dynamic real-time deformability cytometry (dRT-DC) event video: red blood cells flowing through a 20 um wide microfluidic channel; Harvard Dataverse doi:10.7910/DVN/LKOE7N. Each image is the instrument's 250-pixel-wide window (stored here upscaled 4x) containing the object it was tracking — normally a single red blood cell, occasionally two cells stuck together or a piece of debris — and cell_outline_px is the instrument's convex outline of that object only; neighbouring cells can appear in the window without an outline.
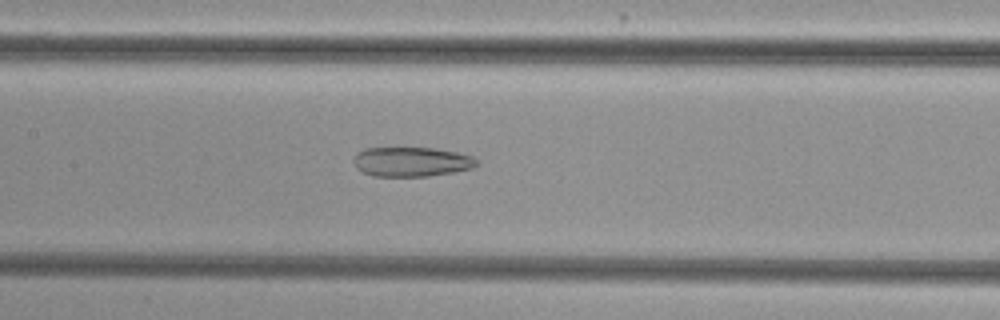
{"species": "common noctule bat (a hibernating species)", "species_latin": "Nyctalus noctula", "temperature_condition": "cold", "stored_images_in_passage": 39, "camera_frame_rate_fps": 3000, "um_per_image_px": 0.085, "animal": {"sex": "female", "body_mass_g": 29.2, "forearm_length_mm": 56.3}, "frame": {"image": 1, "passage_image": 12, "time_ms": 3.667, "image_size_px": [1000, 320], "cell_outline_px": [[480, 164], [472, 168], [452, 172], [428, 176], [372, 176], [356, 168], [352, 160], [364, 148], [436, 148], [456, 152], [472, 156]], "centroid_in_image_um": [34.99, 13.75], "position_along_channel_um": 172.4, "area_um2": 21.1}}
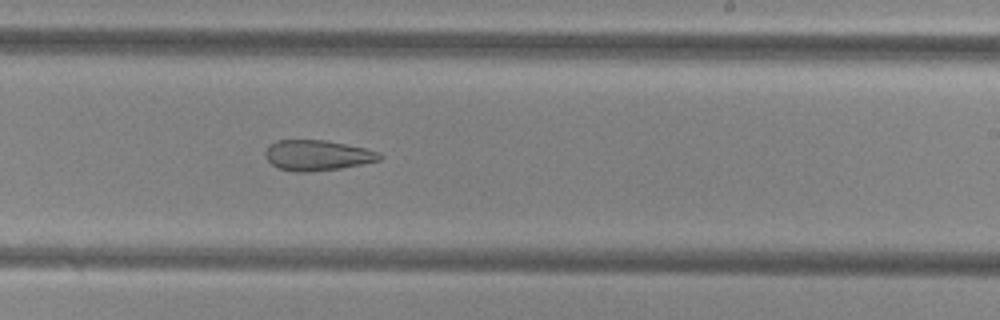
{"frame": {"image": 2, "passage_image": 19, "time_ms": 6.0, "image_size_px": [1000, 320], "cell_outline_px": [[384, 156], [380, 160], [340, 168], [312, 172], [296, 172], [280, 168], [272, 164], [264, 156], [264, 152], [268, 144], [276, 140], [324, 140], [368, 148], [380, 152]], "centroid_in_image_um": [26.97, 13.19], "position_along_channel_um": 262.0, "area_um2": 20.46}}
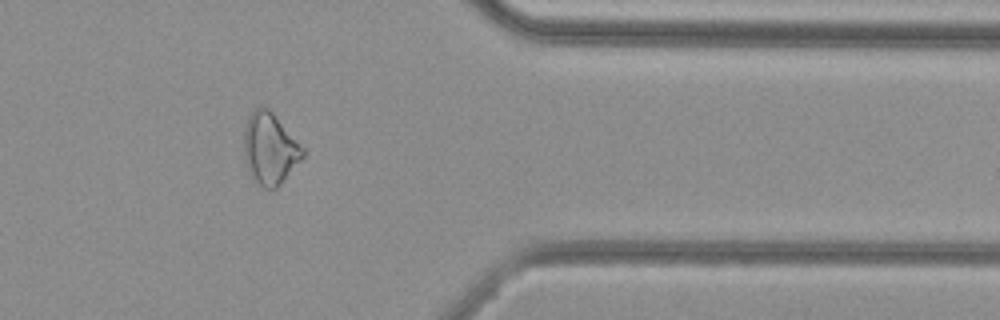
{"frame": {"image": 3, "passage_image": 30, "time_ms": 9.667, "image_size_px": [1000, 320], "cell_outline_px": [[304, 156], [280, 184], [276, 188], [264, 188], [248, 172], [244, 160], [244, 128], [248, 116], [256, 108], [268, 108], [272, 112], [304, 148]], "centroid_in_image_um": [22.92, 12.63], "position_along_channel_um": 388.5, "area_um2": 24.16}, "authors_computed_cell_mechanics": {"area_um2": 23.0044, "velocity_mm_per_s": 3.8533, "shape_relaxation_time_tau1_ms": null, "shape_relaxation_time_tau2_ms": 4.1207, "deformation_change_tau1": null, "deformation_change_tau2": 0.1362}}